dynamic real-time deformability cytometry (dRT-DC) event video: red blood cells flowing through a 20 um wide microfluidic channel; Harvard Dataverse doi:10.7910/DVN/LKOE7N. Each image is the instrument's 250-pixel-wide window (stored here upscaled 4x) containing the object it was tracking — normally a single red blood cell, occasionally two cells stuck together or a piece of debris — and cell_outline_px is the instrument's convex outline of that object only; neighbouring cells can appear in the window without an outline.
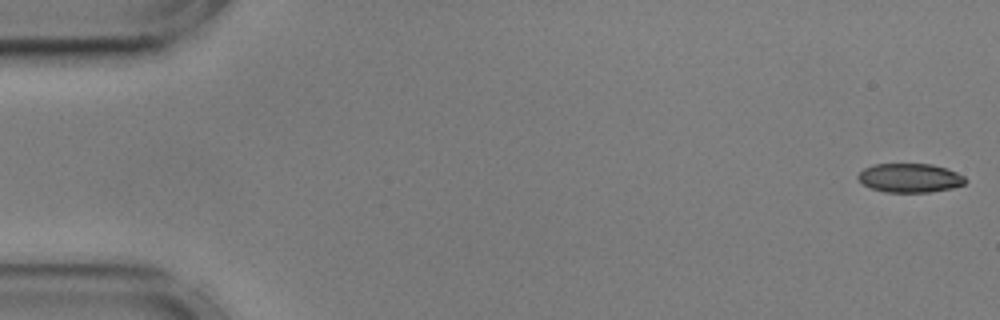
{"species": "common noctule bat (a hibernating species)", "species_latin": "Nyctalus noctula", "temperature_condition": "cold", "stored_images_in_passage": 50, "camera_frame_rate_fps": 3000, "um_per_image_px": 0.085, "animal": {"sex": "male", "body_mass_g": 17.9, "forearm_length_mm": 54.2}, "frame": {"image": 1, "passage_image": 1, "time_ms": 0.0, "image_size_px": [1000, 320], "cell_outline_px": [[968, 180], [964, 184], [952, 188], [928, 192], [884, 192], [872, 188], [864, 184], [856, 176], [864, 168], [872, 164], [932, 164], [948, 168], [964, 176]], "centroid_in_image_um": [77.36, 15.11], "position_along_channel_um": 7.6, "area_um2": 18.15}}
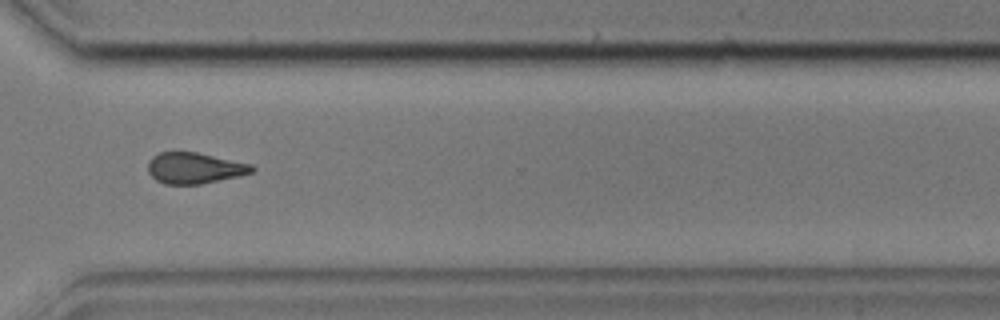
{"frame": {"image": 2, "passage_image": 41, "time_ms": 13.333, "image_size_px": [1000, 320], "cell_outline_px": [[256, 168], [252, 172], [240, 176], [200, 184], [164, 184], [156, 180], [148, 172], [148, 160], [152, 156], [160, 152], [196, 152], [252, 164]], "centroid_in_image_um": [16.53, 14.28], "position_along_channel_um": 354.1, "area_um2": 18.84}}
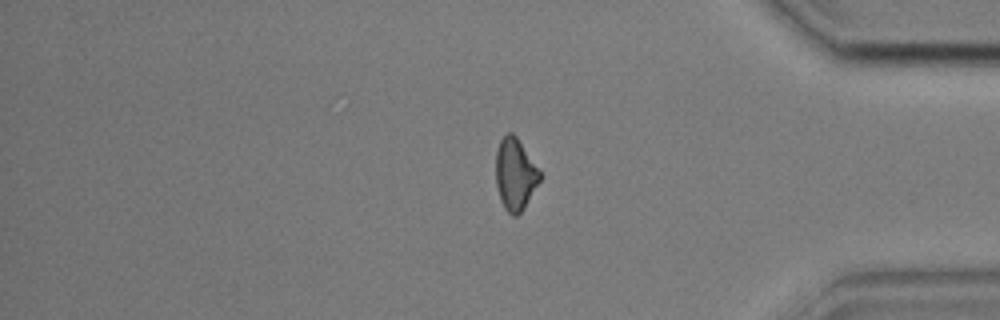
{"frame": {"image": 3, "passage_image": 46, "time_ms": 15.0, "image_size_px": [1000, 320], "cell_outline_px": [[540, 180], [524, 208], [516, 216], [512, 216], [504, 208], [500, 200], [496, 184], [496, 152], [500, 140], [508, 132], [512, 132], [516, 136], [540, 172]], "centroid_in_image_um": [43.76, 14.83], "position_along_channel_um": 391.4, "area_um2": 18.15}, "authors_computed_cell_mechanics": {"area_um2": 19.5653, "velocity_mm_per_s": 3.5947, "shape_relaxation_time_tau1_ms": 10.5579, "shape_relaxation_time_tau2_ms": 3.1955, "deformation_change_tau1": 0.154, "deformation_change_tau2": 0.0936}}